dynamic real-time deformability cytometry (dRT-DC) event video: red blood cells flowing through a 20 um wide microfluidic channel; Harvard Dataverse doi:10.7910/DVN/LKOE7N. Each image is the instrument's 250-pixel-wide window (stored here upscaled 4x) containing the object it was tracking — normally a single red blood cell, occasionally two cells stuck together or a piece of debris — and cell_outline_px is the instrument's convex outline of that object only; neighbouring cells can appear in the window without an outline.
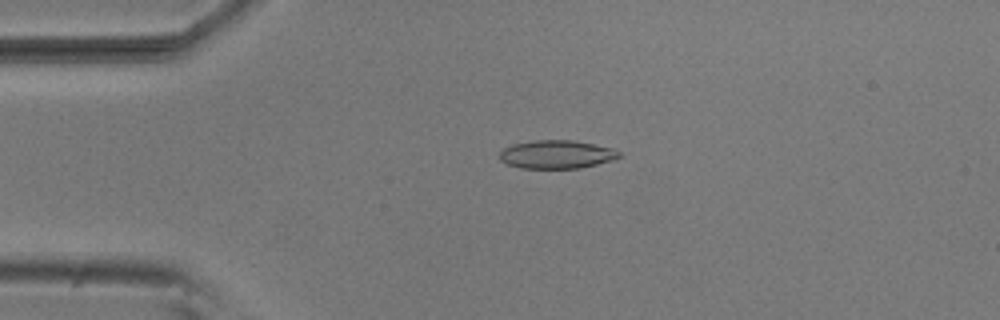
{"species": "common noctule bat (a hibernating species)", "species_latin": "Nyctalus noctula", "temperature_condition": "room temperature", "stored_images_in_passage": 52, "camera_frame_rate_fps": 3000, "um_per_image_px": 0.085, "animal": {"sex": "male", "body_mass_g": 20.5, "forearm_length_mm": 52.5}, "frame": {"image": 1, "passage_image": 11, "time_ms": 3.333, "image_size_px": [1000, 320], "cell_outline_px": [[624, 156], [612, 160], [580, 168], [520, 168], [508, 164], [500, 160], [500, 152], [504, 148], [512, 144], [532, 140], [572, 140], [612, 148], [620, 152]], "centroid_in_image_um": [47.31, 13.12], "position_along_channel_um": 37.7, "area_um2": 19.71}}
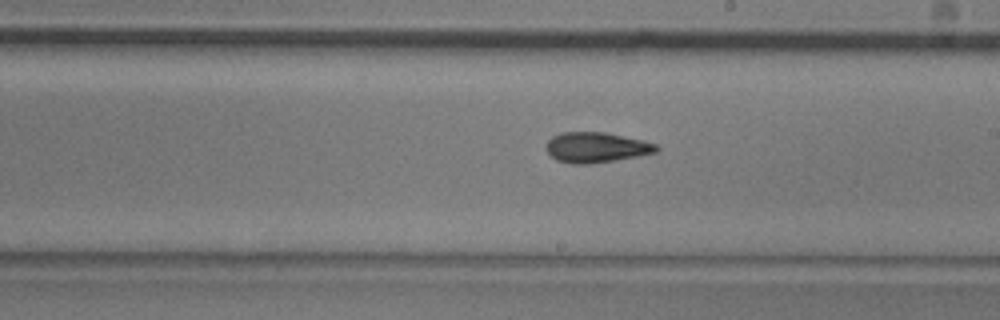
{"frame": {"image": 2, "passage_image": 29, "time_ms": 9.333, "image_size_px": [1000, 320], "cell_outline_px": [[660, 148], [656, 152], [636, 156], [588, 164], [572, 164], [556, 160], [548, 152], [548, 140], [552, 136], [560, 132], [604, 132], [644, 140], [656, 144]], "centroid_in_image_um": [50.68, 12.52], "position_along_channel_um": 238.3, "area_um2": 19.25}}
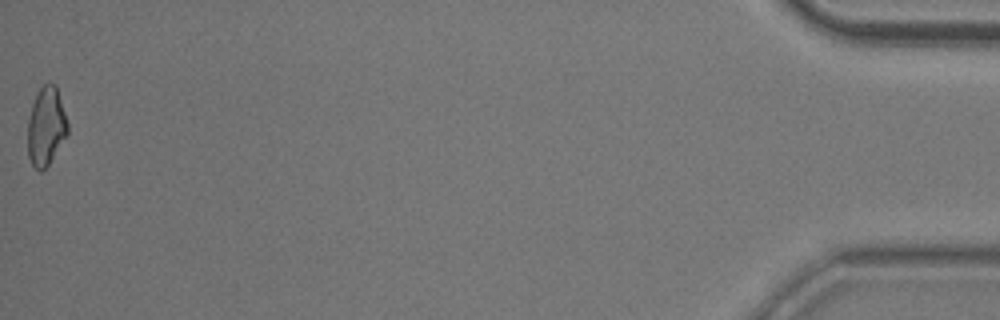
{"frame": {"image": 3, "passage_image": 52, "time_ms": 17.0, "image_size_px": [1000, 320], "cell_outline_px": [[68, 132], [48, 164], [40, 172], [32, 164], [28, 156], [28, 120], [32, 104], [40, 88], [48, 80], [56, 84], [68, 124]], "centroid_in_image_um": [3.91, 10.69], "position_along_channel_um": 431.3, "area_um2": 18.03}, "authors_computed_cell_mechanics": {"area_um2": 18.9873, "velocity_mm_per_s": 3.8203, "shape_relaxation_time_tau1_ms": 6.4927, "shape_relaxation_time_tau2_ms": 2.2291, "deformation_change_tau1": 0.1783, "deformation_change_tau2": 0.0959}}